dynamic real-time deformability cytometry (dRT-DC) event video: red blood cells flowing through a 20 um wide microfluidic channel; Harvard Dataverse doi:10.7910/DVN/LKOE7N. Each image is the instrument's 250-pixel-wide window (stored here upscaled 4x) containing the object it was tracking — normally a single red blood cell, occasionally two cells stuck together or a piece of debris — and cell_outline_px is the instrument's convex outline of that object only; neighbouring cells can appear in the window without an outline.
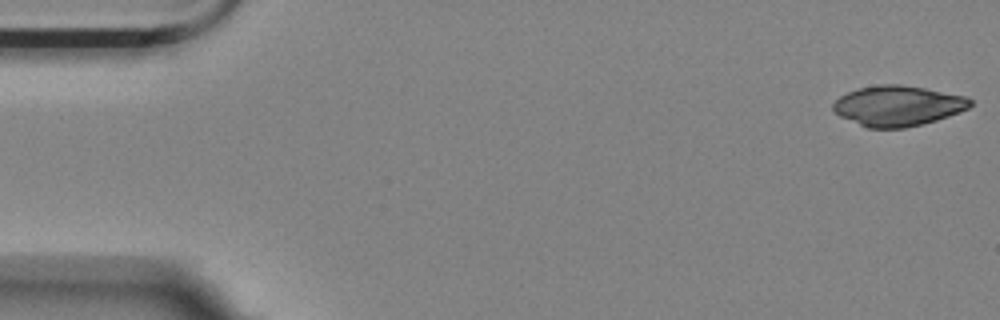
{"species": "Egyptian fruit bat (a non-hibernating species)", "species_latin": "Rousettus aegyptiacus", "temperature_condition": "room temperature", "stored_images_in_passage": 17, "camera_frame_rate_fps": 3000, "um_per_image_px": 0.085, "animal": {"sex": "female"}, "frame": {"image": 1, "passage_image": 1, "time_ms": 0.0, "image_size_px": [1000, 320], "cell_outline_px": [[972, 104], [968, 108], [960, 112], [936, 120], [904, 128], [868, 128], [840, 116], [832, 112], [832, 104], [840, 96], [848, 92], [860, 88], [880, 84], [900, 84], [924, 88], [964, 96], [972, 100]], "centroid_in_image_um": [76.29, 8.99], "position_along_channel_um": 8.7, "area_um2": 32.02}}